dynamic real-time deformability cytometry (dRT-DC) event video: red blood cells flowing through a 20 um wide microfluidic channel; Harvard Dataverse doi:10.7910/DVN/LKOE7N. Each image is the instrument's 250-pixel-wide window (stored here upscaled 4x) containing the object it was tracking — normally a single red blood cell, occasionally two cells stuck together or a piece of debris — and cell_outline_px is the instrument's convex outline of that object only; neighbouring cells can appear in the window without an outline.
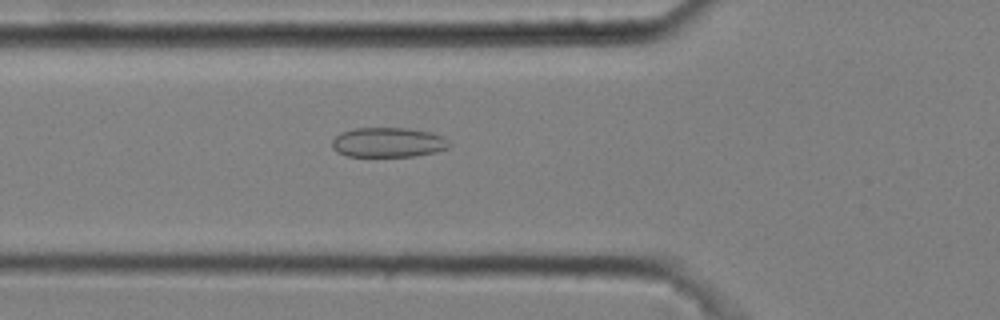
{"species": "common noctule bat (a hibernating species)", "species_latin": "Nyctalus noctula", "temperature_condition": "cold", "stored_images_in_passage": 2, "camera_frame_rate_fps": 3000, "um_per_image_px": 0.085, "animal": {"sex": "male", "body_mass_g": 20.4}, "frame": {"image": 1, "passage_image": 2, "time_ms": 0.333, "image_size_px": [1000, 320], "cell_outline_px": [[452, 144], [448, 148], [436, 152], [412, 156], [348, 156], [336, 152], [332, 148], [332, 140], [340, 132], [356, 128], [408, 128], [432, 132], [444, 136]], "centroid_in_image_um": [33.01, 12.1], "position_along_channel_um": 92.8, "area_um2": 20.52}}